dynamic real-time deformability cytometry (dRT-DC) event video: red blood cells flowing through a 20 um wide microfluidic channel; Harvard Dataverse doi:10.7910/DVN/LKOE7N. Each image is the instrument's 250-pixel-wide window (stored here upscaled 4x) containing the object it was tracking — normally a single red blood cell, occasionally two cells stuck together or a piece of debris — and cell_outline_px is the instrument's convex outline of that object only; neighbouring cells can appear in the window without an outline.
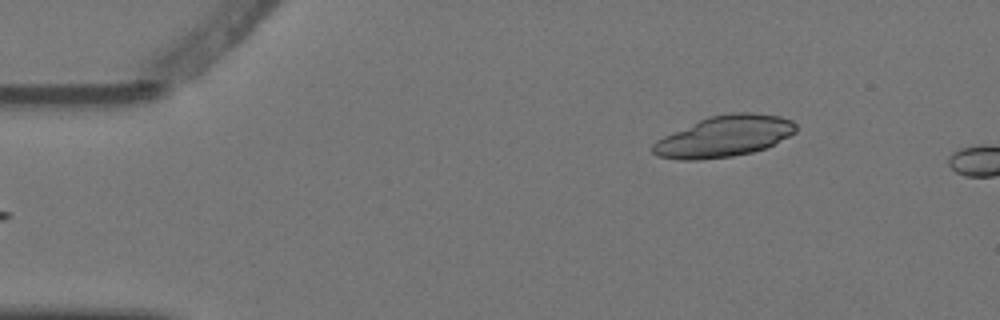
{"species": "Egyptian fruit bat (a non-hibernating species)", "species_latin": "Rousettus aegyptiacus", "temperature_condition": "warm", "stored_images_in_passage": 2, "camera_frame_rate_fps": 3000, "um_per_image_px": 0.085, "animal": {"sex": "female"}, "frame": {"image": 1, "passage_image": 1, "time_ms": 0.0, "image_size_px": [1000, 320], "cell_outline_px": [[796, 132], [764, 148], [752, 152], [732, 156], [696, 160], [680, 160], [656, 156], [652, 152], [652, 144], [656, 140], [664, 136], [708, 116], [732, 112], [752, 112], [780, 116], [792, 120], [796, 124]], "centroid_in_image_um": [61.54, 11.58], "position_along_channel_um": 23.5, "area_um2": 34.16}}